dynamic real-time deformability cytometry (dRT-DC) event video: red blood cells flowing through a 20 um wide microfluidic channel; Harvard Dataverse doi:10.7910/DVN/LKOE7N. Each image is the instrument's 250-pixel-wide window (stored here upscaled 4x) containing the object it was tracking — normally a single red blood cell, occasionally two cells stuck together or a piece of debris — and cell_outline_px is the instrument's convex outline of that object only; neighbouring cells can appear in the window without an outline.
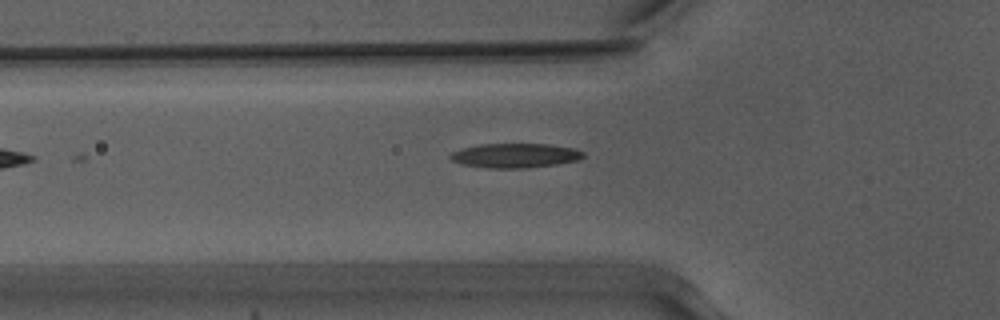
{"species": "Egyptian fruit bat (a non-hibernating species)", "species_latin": "Rousettus aegyptiacus", "temperature_condition": "warm", "stored_images_in_passage": 6, "camera_frame_rate_fps": 3000, "um_per_image_px": 0.085, "animal": {"sex": "male"}, "frame": {"image": 1, "passage_image": 2, "time_ms": 0.333, "image_size_px": [1000, 320], "cell_outline_px": [[584, 156], [580, 160], [556, 164], [524, 168], [488, 168], [460, 164], [452, 160], [448, 156], [452, 152], [460, 148], [480, 144], [548, 144], [572, 148], [584, 152]], "centroid_in_image_um": [43.75, 13.22], "position_along_channel_um": 82.0, "area_um2": 18.96}}